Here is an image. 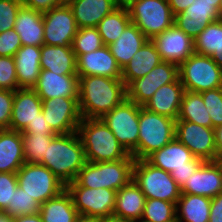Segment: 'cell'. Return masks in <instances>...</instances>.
<instances>
[{"label": "cell", "instance_id": "obj_6", "mask_svg": "<svg viewBox=\"0 0 222 222\" xmlns=\"http://www.w3.org/2000/svg\"><path fill=\"white\" fill-rule=\"evenodd\" d=\"M132 179L146 199H159L176 204L181 196L180 187L171 173L153 166L146 159L135 160Z\"/></svg>", "mask_w": 222, "mask_h": 222}, {"label": "cell", "instance_id": "obj_50", "mask_svg": "<svg viewBox=\"0 0 222 222\" xmlns=\"http://www.w3.org/2000/svg\"><path fill=\"white\" fill-rule=\"evenodd\" d=\"M209 222H222V193L211 198Z\"/></svg>", "mask_w": 222, "mask_h": 222}, {"label": "cell", "instance_id": "obj_11", "mask_svg": "<svg viewBox=\"0 0 222 222\" xmlns=\"http://www.w3.org/2000/svg\"><path fill=\"white\" fill-rule=\"evenodd\" d=\"M78 214L104 218L113 214L116 192L107 188H87L75 180L66 185Z\"/></svg>", "mask_w": 222, "mask_h": 222}, {"label": "cell", "instance_id": "obj_7", "mask_svg": "<svg viewBox=\"0 0 222 222\" xmlns=\"http://www.w3.org/2000/svg\"><path fill=\"white\" fill-rule=\"evenodd\" d=\"M178 75L187 91L201 93L222 87V69L210 56L192 54L178 66Z\"/></svg>", "mask_w": 222, "mask_h": 222}, {"label": "cell", "instance_id": "obj_58", "mask_svg": "<svg viewBox=\"0 0 222 222\" xmlns=\"http://www.w3.org/2000/svg\"><path fill=\"white\" fill-rule=\"evenodd\" d=\"M210 57L222 69V52L220 56H210Z\"/></svg>", "mask_w": 222, "mask_h": 222}, {"label": "cell", "instance_id": "obj_16", "mask_svg": "<svg viewBox=\"0 0 222 222\" xmlns=\"http://www.w3.org/2000/svg\"><path fill=\"white\" fill-rule=\"evenodd\" d=\"M151 41L165 62L179 66L194 54V40L175 24L154 36Z\"/></svg>", "mask_w": 222, "mask_h": 222}, {"label": "cell", "instance_id": "obj_1", "mask_svg": "<svg viewBox=\"0 0 222 222\" xmlns=\"http://www.w3.org/2000/svg\"><path fill=\"white\" fill-rule=\"evenodd\" d=\"M78 88L82 118H102L126 99V86L121 78L80 77Z\"/></svg>", "mask_w": 222, "mask_h": 222}, {"label": "cell", "instance_id": "obj_17", "mask_svg": "<svg viewBox=\"0 0 222 222\" xmlns=\"http://www.w3.org/2000/svg\"><path fill=\"white\" fill-rule=\"evenodd\" d=\"M219 5L220 2L194 0L191 6L174 16V24L194 40L206 26L221 19Z\"/></svg>", "mask_w": 222, "mask_h": 222}, {"label": "cell", "instance_id": "obj_19", "mask_svg": "<svg viewBox=\"0 0 222 222\" xmlns=\"http://www.w3.org/2000/svg\"><path fill=\"white\" fill-rule=\"evenodd\" d=\"M78 75H59L49 70L41 69L39 78L33 90L41 100L56 97L79 98Z\"/></svg>", "mask_w": 222, "mask_h": 222}, {"label": "cell", "instance_id": "obj_18", "mask_svg": "<svg viewBox=\"0 0 222 222\" xmlns=\"http://www.w3.org/2000/svg\"><path fill=\"white\" fill-rule=\"evenodd\" d=\"M76 68L79 78L85 76L121 78V68L106 45L98 50L77 55Z\"/></svg>", "mask_w": 222, "mask_h": 222}, {"label": "cell", "instance_id": "obj_51", "mask_svg": "<svg viewBox=\"0 0 222 222\" xmlns=\"http://www.w3.org/2000/svg\"><path fill=\"white\" fill-rule=\"evenodd\" d=\"M194 0H168L173 16L183 12L192 5Z\"/></svg>", "mask_w": 222, "mask_h": 222}, {"label": "cell", "instance_id": "obj_3", "mask_svg": "<svg viewBox=\"0 0 222 222\" xmlns=\"http://www.w3.org/2000/svg\"><path fill=\"white\" fill-rule=\"evenodd\" d=\"M77 133L88 162L117 161L130 156L101 118H82Z\"/></svg>", "mask_w": 222, "mask_h": 222}, {"label": "cell", "instance_id": "obj_52", "mask_svg": "<svg viewBox=\"0 0 222 222\" xmlns=\"http://www.w3.org/2000/svg\"><path fill=\"white\" fill-rule=\"evenodd\" d=\"M13 222H43L40 214H28L13 218Z\"/></svg>", "mask_w": 222, "mask_h": 222}, {"label": "cell", "instance_id": "obj_60", "mask_svg": "<svg viewBox=\"0 0 222 222\" xmlns=\"http://www.w3.org/2000/svg\"><path fill=\"white\" fill-rule=\"evenodd\" d=\"M218 13L220 15V18H222V0H220V5H219V8H218Z\"/></svg>", "mask_w": 222, "mask_h": 222}, {"label": "cell", "instance_id": "obj_57", "mask_svg": "<svg viewBox=\"0 0 222 222\" xmlns=\"http://www.w3.org/2000/svg\"><path fill=\"white\" fill-rule=\"evenodd\" d=\"M0 222H13V218L9 214L0 211Z\"/></svg>", "mask_w": 222, "mask_h": 222}, {"label": "cell", "instance_id": "obj_45", "mask_svg": "<svg viewBox=\"0 0 222 222\" xmlns=\"http://www.w3.org/2000/svg\"><path fill=\"white\" fill-rule=\"evenodd\" d=\"M21 46L19 34L14 29L0 33V56L13 57Z\"/></svg>", "mask_w": 222, "mask_h": 222}, {"label": "cell", "instance_id": "obj_62", "mask_svg": "<svg viewBox=\"0 0 222 222\" xmlns=\"http://www.w3.org/2000/svg\"><path fill=\"white\" fill-rule=\"evenodd\" d=\"M208 1H211V2H220V0H208Z\"/></svg>", "mask_w": 222, "mask_h": 222}, {"label": "cell", "instance_id": "obj_30", "mask_svg": "<svg viewBox=\"0 0 222 222\" xmlns=\"http://www.w3.org/2000/svg\"><path fill=\"white\" fill-rule=\"evenodd\" d=\"M40 67L59 75H77L72 46L42 45Z\"/></svg>", "mask_w": 222, "mask_h": 222}, {"label": "cell", "instance_id": "obj_37", "mask_svg": "<svg viewBox=\"0 0 222 222\" xmlns=\"http://www.w3.org/2000/svg\"><path fill=\"white\" fill-rule=\"evenodd\" d=\"M25 163H40L44 158L47 146L56 135H39L21 132Z\"/></svg>", "mask_w": 222, "mask_h": 222}, {"label": "cell", "instance_id": "obj_42", "mask_svg": "<svg viewBox=\"0 0 222 222\" xmlns=\"http://www.w3.org/2000/svg\"><path fill=\"white\" fill-rule=\"evenodd\" d=\"M0 89H19L14 57L0 56Z\"/></svg>", "mask_w": 222, "mask_h": 222}, {"label": "cell", "instance_id": "obj_36", "mask_svg": "<svg viewBox=\"0 0 222 222\" xmlns=\"http://www.w3.org/2000/svg\"><path fill=\"white\" fill-rule=\"evenodd\" d=\"M194 52L204 56H220L222 52V18L210 23L194 39Z\"/></svg>", "mask_w": 222, "mask_h": 222}, {"label": "cell", "instance_id": "obj_59", "mask_svg": "<svg viewBox=\"0 0 222 222\" xmlns=\"http://www.w3.org/2000/svg\"><path fill=\"white\" fill-rule=\"evenodd\" d=\"M215 162L220 166V168L222 170V154L217 155V158H216Z\"/></svg>", "mask_w": 222, "mask_h": 222}, {"label": "cell", "instance_id": "obj_38", "mask_svg": "<svg viewBox=\"0 0 222 222\" xmlns=\"http://www.w3.org/2000/svg\"><path fill=\"white\" fill-rule=\"evenodd\" d=\"M141 219L149 222H177L176 204L159 199H146Z\"/></svg>", "mask_w": 222, "mask_h": 222}, {"label": "cell", "instance_id": "obj_4", "mask_svg": "<svg viewBox=\"0 0 222 222\" xmlns=\"http://www.w3.org/2000/svg\"><path fill=\"white\" fill-rule=\"evenodd\" d=\"M135 159L130 155L126 159L106 162H88L80 169L75 181L87 188H107L118 191L133 178Z\"/></svg>", "mask_w": 222, "mask_h": 222}, {"label": "cell", "instance_id": "obj_39", "mask_svg": "<svg viewBox=\"0 0 222 222\" xmlns=\"http://www.w3.org/2000/svg\"><path fill=\"white\" fill-rule=\"evenodd\" d=\"M71 46L77 56L98 50L104 43L96 27H87L78 29Z\"/></svg>", "mask_w": 222, "mask_h": 222}, {"label": "cell", "instance_id": "obj_44", "mask_svg": "<svg viewBox=\"0 0 222 222\" xmlns=\"http://www.w3.org/2000/svg\"><path fill=\"white\" fill-rule=\"evenodd\" d=\"M17 187L16 173H0V211H4L12 202Z\"/></svg>", "mask_w": 222, "mask_h": 222}, {"label": "cell", "instance_id": "obj_9", "mask_svg": "<svg viewBox=\"0 0 222 222\" xmlns=\"http://www.w3.org/2000/svg\"><path fill=\"white\" fill-rule=\"evenodd\" d=\"M127 9L131 22L150 40L174 24L168 0H137Z\"/></svg>", "mask_w": 222, "mask_h": 222}, {"label": "cell", "instance_id": "obj_20", "mask_svg": "<svg viewBox=\"0 0 222 222\" xmlns=\"http://www.w3.org/2000/svg\"><path fill=\"white\" fill-rule=\"evenodd\" d=\"M181 193L213 198L222 193V170L214 162H204L180 188Z\"/></svg>", "mask_w": 222, "mask_h": 222}, {"label": "cell", "instance_id": "obj_33", "mask_svg": "<svg viewBox=\"0 0 222 222\" xmlns=\"http://www.w3.org/2000/svg\"><path fill=\"white\" fill-rule=\"evenodd\" d=\"M210 207L209 197L181 193L176 202L177 222H209Z\"/></svg>", "mask_w": 222, "mask_h": 222}, {"label": "cell", "instance_id": "obj_21", "mask_svg": "<svg viewBox=\"0 0 222 222\" xmlns=\"http://www.w3.org/2000/svg\"><path fill=\"white\" fill-rule=\"evenodd\" d=\"M41 112L42 100L33 89L15 90L9 129L22 132Z\"/></svg>", "mask_w": 222, "mask_h": 222}, {"label": "cell", "instance_id": "obj_22", "mask_svg": "<svg viewBox=\"0 0 222 222\" xmlns=\"http://www.w3.org/2000/svg\"><path fill=\"white\" fill-rule=\"evenodd\" d=\"M198 159L176 138L146 158L153 166L169 173L174 169L190 168Z\"/></svg>", "mask_w": 222, "mask_h": 222}, {"label": "cell", "instance_id": "obj_43", "mask_svg": "<svg viewBox=\"0 0 222 222\" xmlns=\"http://www.w3.org/2000/svg\"><path fill=\"white\" fill-rule=\"evenodd\" d=\"M22 0H0V33L14 28Z\"/></svg>", "mask_w": 222, "mask_h": 222}, {"label": "cell", "instance_id": "obj_2", "mask_svg": "<svg viewBox=\"0 0 222 222\" xmlns=\"http://www.w3.org/2000/svg\"><path fill=\"white\" fill-rule=\"evenodd\" d=\"M86 163L85 151L77 131L57 134L47 146L41 162L65 185L76 179Z\"/></svg>", "mask_w": 222, "mask_h": 222}, {"label": "cell", "instance_id": "obj_55", "mask_svg": "<svg viewBox=\"0 0 222 222\" xmlns=\"http://www.w3.org/2000/svg\"><path fill=\"white\" fill-rule=\"evenodd\" d=\"M74 222H100V218L79 214Z\"/></svg>", "mask_w": 222, "mask_h": 222}, {"label": "cell", "instance_id": "obj_5", "mask_svg": "<svg viewBox=\"0 0 222 222\" xmlns=\"http://www.w3.org/2000/svg\"><path fill=\"white\" fill-rule=\"evenodd\" d=\"M176 120L140 106L138 147L130 154L135 160L146 159L175 138Z\"/></svg>", "mask_w": 222, "mask_h": 222}, {"label": "cell", "instance_id": "obj_46", "mask_svg": "<svg viewBox=\"0 0 222 222\" xmlns=\"http://www.w3.org/2000/svg\"><path fill=\"white\" fill-rule=\"evenodd\" d=\"M14 91L0 89V129H9Z\"/></svg>", "mask_w": 222, "mask_h": 222}, {"label": "cell", "instance_id": "obj_25", "mask_svg": "<svg viewBox=\"0 0 222 222\" xmlns=\"http://www.w3.org/2000/svg\"><path fill=\"white\" fill-rule=\"evenodd\" d=\"M13 57L19 88L33 89L41 72V47L21 46Z\"/></svg>", "mask_w": 222, "mask_h": 222}, {"label": "cell", "instance_id": "obj_40", "mask_svg": "<svg viewBox=\"0 0 222 222\" xmlns=\"http://www.w3.org/2000/svg\"><path fill=\"white\" fill-rule=\"evenodd\" d=\"M40 211V204L36 200L29 196L20 187L14 191L12 202L3 211L9 214L12 218L28 215L38 214Z\"/></svg>", "mask_w": 222, "mask_h": 222}, {"label": "cell", "instance_id": "obj_31", "mask_svg": "<svg viewBox=\"0 0 222 222\" xmlns=\"http://www.w3.org/2000/svg\"><path fill=\"white\" fill-rule=\"evenodd\" d=\"M147 40L148 38L141 30L133 22H130L121 36L108 47L118 66L122 69Z\"/></svg>", "mask_w": 222, "mask_h": 222}, {"label": "cell", "instance_id": "obj_8", "mask_svg": "<svg viewBox=\"0 0 222 222\" xmlns=\"http://www.w3.org/2000/svg\"><path fill=\"white\" fill-rule=\"evenodd\" d=\"M16 174L18 187L40 205L66 189V185L40 163H24Z\"/></svg>", "mask_w": 222, "mask_h": 222}, {"label": "cell", "instance_id": "obj_26", "mask_svg": "<svg viewBox=\"0 0 222 222\" xmlns=\"http://www.w3.org/2000/svg\"><path fill=\"white\" fill-rule=\"evenodd\" d=\"M15 21L13 29L19 34L22 46L32 45L41 47L44 45L42 12L22 5Z\"/></svg>", "mask_w": 222, "mask_h": 222}, {"label": "cell", "instance_id": "obj_12", "mask_svg": "<svg viewBox=\"0 0 222 222\" xmlns=\"http://www.w3.org/2000/svg\"><path fill=\"white\" fill-rule=\"evenodd\" d=\"M175 138L185 145L195 158L214 162L217 158L214 128L197 125L190 121H176Z\"/></svg>", "mask_w": 222, "mask_h": 222}, {"label": "cell", "instance_id": "obj_48", "mask_svg": "<svg viewBox=\"0 0 222 222\" xmlns=\"http://www.w3.org/2000/svg\"><path fill=\"white\" fill-rule=\"evenodd\" d=\"M204 163L202 159H198L190 168L174 169L171 172L172 178L176 181L181 188L186 180H189L191 175Z\"/></svg>", "mask_w": 222, "mask_h": 222}, {"label": "cell", "instance_id": "obj_49", "mask_svg": "<svg viewBox=\"0 0 222 222\" xmlns=\"http://www.w3.org/2000/svg\"><path fill=\"white\" fill-rule=\"evenodd\" d=\"M64 3L65 0H22L24 6L42 13Z\"/></svg>", "mask_w": 222, "mask_h": 222}, {"label": "cell", "instance_id": "obj_10", "mask_svg": "<svg viewBox=\"0 0 222 222\" xmlns=\"http://www.w3.org/2000/svg\"><path fill=\"white\" fill-rule=\"evenodd\" d=\"M139 113L140 105L126 98L101 118L129 154L138 147Z\"/></svg>", "mask_w": 222, "mask_h": 222}, {"label": "cell", "instance_id": "obj_47", "mask_svg": "<svg viewBox=\"0 0 222 222\" xmlns=\"http://www.w3.org/2000/svg\"><path fill=\"white\" fill-rule=\"evenodd\" d=\"M44 118L43 112L39 113V116L30 122L22 132L39 135H57Z\"/></svg>", "mask_w": 222, "mask_h": 222}, {"label": "cell", "instance_id": "obj_53", "mask_svg": "<svg viewBox=\"0 0 222 222\" xmlns=\"http://www.w3.org/2000/svg\"><path fill=\"white\" fill-rule=\"evenodd\" d=\"M215 139H216V149L217 155L222 154V125L215 128Z\"/></svg>", "mask_w": 222, "mask_h": 222}, {"label": "cell", "instance_id": "obj_28", "mask_svg": "<svg viewBox=\"0 0 222 222\" xmlns=\"http://www.w3.org/2000/svg\"><path fill=\"white\" fill-rule=\"evenodd\" d=\"M24 163L21 132L0 129V173H16Z\"/></svg>", "mask_w": 222, "mask_h": 222}, {"label": "cell", "instance_id": "obj_24", "mask_svg": "<svg viewBox=\"0 0 222 222\" xmlns=\"http://www.w3.org/2000/svg\"><path fill=\"white\" fill-rule=\"evenodd\" d=\"M77 27H97L99 22L117 8L115 0H70Z\"/></svg>", "mask_w": 222, "mask_h": 222}, {"label": "cell", "instance_id": "obj_14", "mask_svg": "<svg viewBox=\"0 0 222 222\" xmlns=\"http://www.w3.org/2000/svg\"><path fill=\"white\" fill-rule=\"evenodd\" d=\"M78 99L56 97L42 100L44 119L56 134H68L77 131L82 120Z\"/></svg>", "mask_w": 222, "mask_h": 222}, {"label": "cell", "instance_id": "obj_35", "mask_svg": "<svg viewBox=\"0 0 222 222\" xmlns=\"http://www.w3.org/2000/svg\"><path fill=\"white\" fill-rule=\"evenodd\" d=\"M130 22L127 8L117 7L106 15L96 27L104 45L108 46L114 43Z\"/></svg>", "mask_w": 222, "mask_h": 222}, {"label": "cell", "instance_id": "obj_56", "mask_svg": "<svg viewBox=\"0 0 222 222\" xmlns=\"http://www.w3.org/2000/svg\"><path fill=\"white\" fill-rule=\"evenodd\" d=\"M137 0H115L116 6L121 8H128Z\"/></svg>", "mask_w": 222, "mask_h": 222}, {"label": "cell", "instance_id": "obj_27", "mask_svg": "<svg viewBox=\"0 0 222 222\" xmlns=\"http://www.w3.org/2000/svg\"><path fill=\"white\" fill-rule=\"evenodd\" d=\"M160 53L154 43L148 39L133 55L132 59L121 69V79L125 86L136 78L147 75L154 67L162 62Z\"/></svg>", "mask_w": 222, "mask_h": 222}, {"label": "cell", "instance_id": "obj_13", "mask_svg": "<svg viewBox=\"0 0 222 222\" xmlns=\"http://www.w3.org/2000/svg\"><path fill=\"white\" fill-rule=\"evenodd\" d=\"M178 77V66L162 61L147 75L126 86V98L143 106L161 86L174 82Z\"/></svg>", "mask_w": 222, "mask_h": 222}, {"label": "cell", "instance_id": "obj_29", "mask_svg": "<svg viewBox=\"0 0 222 222\" xmlns=\"http://www.w3.org/2000/svg\"><path fill=\"white\" fill-rule=\"evenodd\" d=\"M146 197L132 179L116 192L113 215L132 221L142 218Z\"/></svg>", "mask_w": 222, "mask_h": 222}, {"label": "cell", "instance_id": "obj_61", "mask_svg": "<svg viewBox=\"0 0 222 222\" xmlns=\"http://www.w3.org/2000/svg\"><path fill=\"white\" fill-rule=\"evenodd\" d=\"M141 220V221H140ZM133 222H149V221H146V220H144V219H139V221L138 220H135V221H133Z\"/></svg>", "mask_w": 222, "mask_h": 222}, {"label": "cell", "instance_id": "obj_34", "mask_svg": "<svg viewBox=\"0 0 222 222\" xmlns=\"http://www.w3.org/2000/svg\"><path fill=\"white\" fill-rule=\"evenodd\" d=\"M176 121H190L212 128L211 117L204 105L201 93L185 90Z\"/></svg>", "mask_w": 222, "mask_h": 222}, {"label": "cell", "instance_id": "obj_32", "mask_svg": "<svg viewBox=\"0 0 222 222\" xmlns=\"http://www.w3.org/2000/svg\"><path fill=\"white\" fill-rule=\"evenodd\" d=\"M39 214L43 222H74L79 215L66 189L42 203Z\"/></svg>", "mask_w": 222, "mask_h": 222}, {"label": "cell", "instance_id": "obj_23", "mask_svg": "<svg viewBox=\"0 0 222 222\" xmlns=\"http://www.w3.org/2000/svg\"><path fill=\"white\" fill-rule=\"evenodd\" d=\"M185 88L179 77L161 86L143 105L147 110L177 120Z\"/></svg>", "mask_w": 222, "mask_h": 222}, {"label": "cell", "instance_id": "obj_41", "mask_svg": "<svg viewBox=\"0 0 222 222\" xmlns=\"http://www.w3.org/2000/svg\"><path fill=\"white\" fill-rule=\"evenodd\" d=\"M206 109L211 117L212 128L222 125V87L201 92Z\"/></svg>", "mask_w": 222, "mask_h": 222}, {"label": "cell", "instance_id": "obj_54", "mask_svg": "<svg viewBox=\"0 0 222 222\" xmlns=\"http://www.w3.org/2000/svg\"><path fill=\"white\" fill-rule=\"evenodd\" d=\"M100 222H133V221L112 214L107 217L101 218Z\"/></svg>", "mask_w": 222, "mask_h": 222}, {"label": "cell", "instance_id": "obj_15", "mask_svg": "<svg viewBox=\"0 0 222 222\" xmlns=\"http://www.w3.org/2000/svg\"><path fill=\"white\" fill-rule=\"evenodd\" d=\"M44 44L71 46L78 27L70 6L64 3L43 13Z\"/></svg>", "mask_w": 222, "mask_h": 222}]
</instances>
